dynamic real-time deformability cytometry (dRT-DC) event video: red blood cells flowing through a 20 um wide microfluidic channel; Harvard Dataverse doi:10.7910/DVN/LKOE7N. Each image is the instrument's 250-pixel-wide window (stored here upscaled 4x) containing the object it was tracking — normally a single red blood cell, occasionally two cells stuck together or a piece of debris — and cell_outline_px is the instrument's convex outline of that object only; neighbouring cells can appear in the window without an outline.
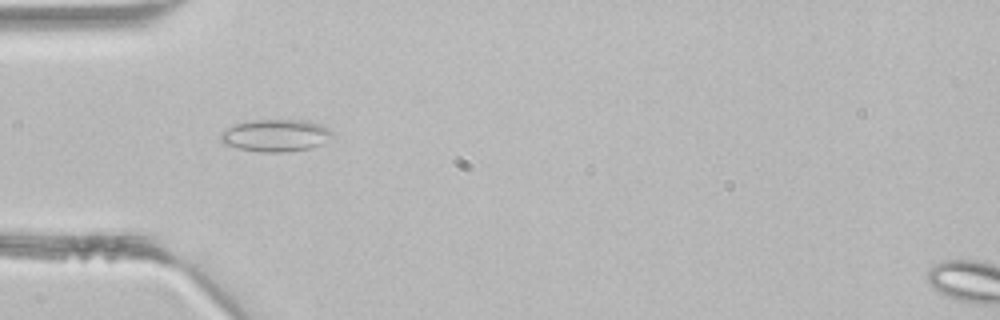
{"species": "common noctule bat (a hibernating species)", "species_latin": "Nyctalus noctula", "temperature_condition": "room temperature", "stored_images_in_passage": 3, "camera_frame_rate_fps": 3000, "um_per_image_px": 0.085, "animal": {"sex": "male", "body_mass_g": 21.5, "forearm_length_mm": 52.0}, "frame": {"image": 1, "passage_image": 3, "time_ms": 0.667, "image_size_px": [1000, 320], "cell_outline_px": [[336, 136], [320, 144], [308, 148], [284, 152], [260, 152], [236, 148], [224, 144], [220, 140], [220, 132], [236, 124], [252, 120], [308, 120], [320, 124], [336, 132]], "centroid_in_image_um": [23.46, 11.51], "position_along_channel_um": 61.5, "area_um2": 21.15}}